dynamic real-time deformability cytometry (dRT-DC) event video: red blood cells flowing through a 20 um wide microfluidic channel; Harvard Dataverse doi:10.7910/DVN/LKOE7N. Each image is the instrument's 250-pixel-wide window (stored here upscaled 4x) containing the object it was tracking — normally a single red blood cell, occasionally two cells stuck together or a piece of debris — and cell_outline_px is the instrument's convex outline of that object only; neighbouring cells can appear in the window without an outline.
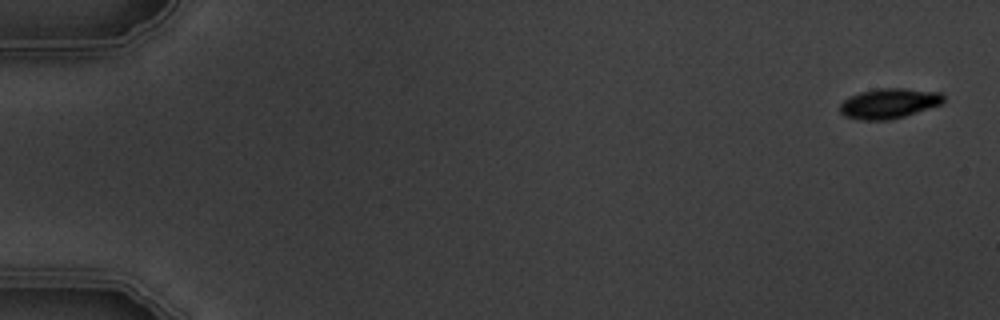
{"species": "common noctule bat (a hibernating species)", "species_latin": "Nyctalus noctula", "temperature_condition": "warm", "stored_images_in_passage": 8, "camera_frame_rate_fps": 3000, "um_per_image_px": 0.085, "animal": {"sex": "male", "body_mass_g": 19.5, "forearm_length_mm": 54.6}, "frame": {"image": 1, "passage_image": 1, "time_ms": 0.0, "image_size_px": [1000, 320], "cell_outline_px": [[944, 100], [940, 104], [904, 116], [888, 120], [860, 120], [844, 116], [840, 112], [840, 104], [848, 96], [860, 92], [876, 88], [904, 88], [940, 92], [944, 96]], "centroid_in_image_um": [75.52, 8.78], "position_along_channel_um": 9.5, "area_um2": 18.15}}
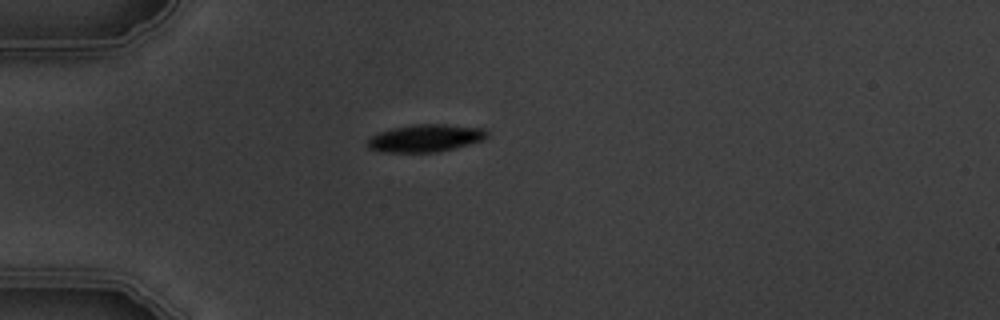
{"frame": {"image": 2, "passage_image": 5, "time_ms": 4.667, "image_size_px": [1000, 320], "cell_outline_px": [[488, 136], [484, 140], [436, 152], [384, 152], [368, 148], [368, 140], [372, 136], [380, 132], [392, 128], [412, 124], [444, 124], [484, 128], [488, 132]], "centroid_in_image_um": [36.18, 11.73], "position_along_channel_um": 48.8, "area_um2": 19.02}}
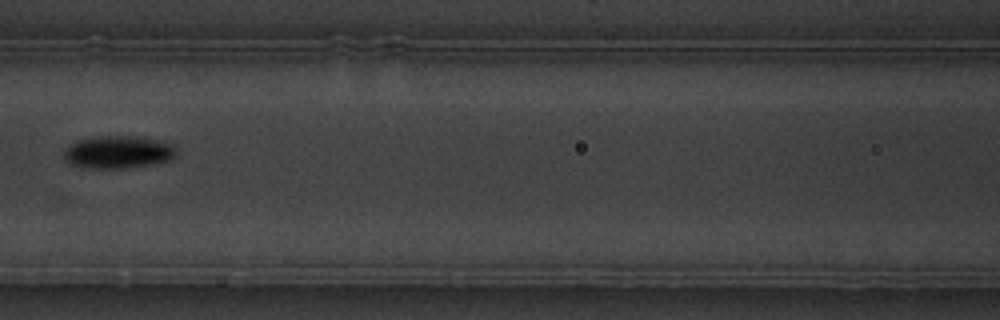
{"frame": {"image": 3, "passage_image": 8, "time_ms": 8.0, "image_size_px": [1000, 320], "cell_outline_px": [[176, 156], [168, 160], [152, 164], [124, 168], [88, 168], [72, 164], [64, 160], [64, 148], [68, 144], [76, 140], [96, 136], [132, 136], [168, 140], [176, 144]], "centroid_in_image_um": [10.07, 12.9], "position_along_channel_um": 156.5, "area_um2": 21.85}}